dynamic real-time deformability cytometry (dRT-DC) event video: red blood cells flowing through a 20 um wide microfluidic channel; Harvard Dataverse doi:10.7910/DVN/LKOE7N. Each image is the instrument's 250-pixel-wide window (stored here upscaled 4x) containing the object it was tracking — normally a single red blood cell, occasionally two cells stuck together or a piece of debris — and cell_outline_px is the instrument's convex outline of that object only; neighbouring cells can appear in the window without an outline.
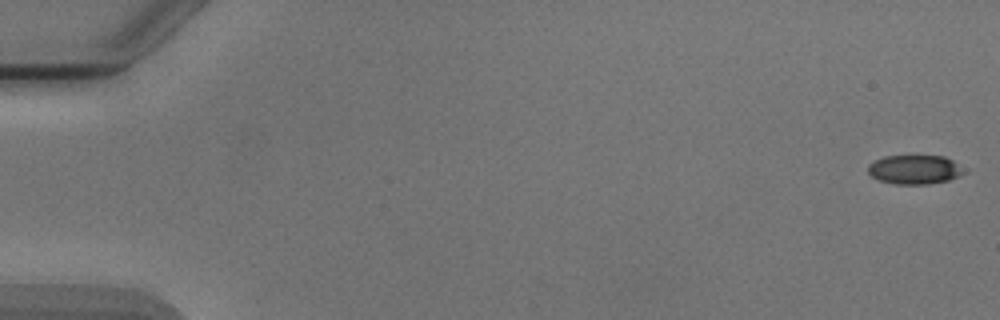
{"species": "Egyptian fruit bat (a non-hibernating species)", "species_latin": "Rousettus aegyptiacus", "temperature_condition": "cold", "stored_images_in_passage": 6, "camera_frame_rate_fps": 3000, "um_per_image_px": 0.085, "animal": {"sex": "male"}, "frame": {"image": 1, "passage_image": 1, "time_ms": 0.0, "image_size_px": [1000, 320], "cell_outline_px": [[964, 172], [960, 176], [948, 180], [928, 184], [896, 184], [880, 180], [872, 176], [868, 172], [868, 164], [872, 160], [884, 156], [944, 156], [952, 160]], "centroid_in_image_um": [77.69, 14.41], "position_along_channel_um": 7.3, "area_um2": 16.13}}